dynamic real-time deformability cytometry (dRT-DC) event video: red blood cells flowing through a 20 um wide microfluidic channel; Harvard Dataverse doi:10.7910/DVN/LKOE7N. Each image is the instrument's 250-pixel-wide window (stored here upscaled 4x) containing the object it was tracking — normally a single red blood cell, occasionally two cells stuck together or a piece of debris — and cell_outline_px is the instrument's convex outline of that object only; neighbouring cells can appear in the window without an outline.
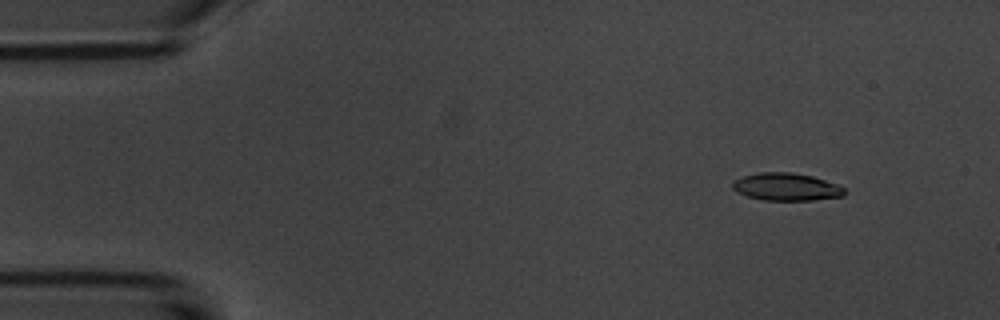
{"species": "common noctule bat (a hibernating species)", "species_latin": "Nyctalus noctula", "temperature_condition": "room temperature", "stored_images_in_passage": 5, "camera_frame_rate_fps": 3000, "um_per_image_px": 0.085, "animal": {"sex": "male", "body_mass_g": 20.1, "forearm_length_mm": 53.5}, "frame": {"image": 1, "passage_image": 2, "time_ms": 1.333, "image_size_px": [1000, 320], "cell_outline_px": [[848, 192], [844, 196], [812, 200], [764, 200], [748, 196], [736, 192], [732, 188], [732, 180], [744, 176], [760, 172], [792, 172], [812, 176], [836, 184], [844, 188]], "centroid_in_image_um": [66.83, 15.88], "position_along_channel_um": 18.2, "area_um2": 18.03}}
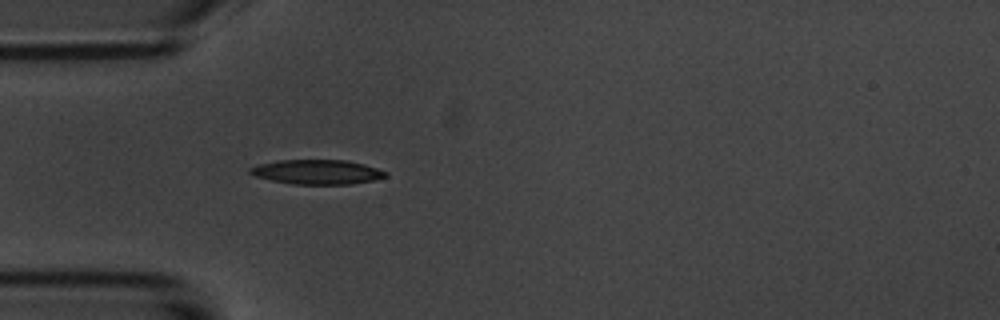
{"frame": {"image": 2, "passage_image": 5, "time_ms": 4.667, "image_size_px": [1000, 320], "cell_outline_px": [[388, 176], [372, 180], [352, 184], [292, 184], [272, 180], [256, 176], [248, 172], [248, 168], [260, 164], [276, 160], [348, 160], [364, 164], [388, 172]], "centroid_in_image_um": [26.96, 14.61], "position_along_channel_um": 58.0, "area_um2": 19.36}}